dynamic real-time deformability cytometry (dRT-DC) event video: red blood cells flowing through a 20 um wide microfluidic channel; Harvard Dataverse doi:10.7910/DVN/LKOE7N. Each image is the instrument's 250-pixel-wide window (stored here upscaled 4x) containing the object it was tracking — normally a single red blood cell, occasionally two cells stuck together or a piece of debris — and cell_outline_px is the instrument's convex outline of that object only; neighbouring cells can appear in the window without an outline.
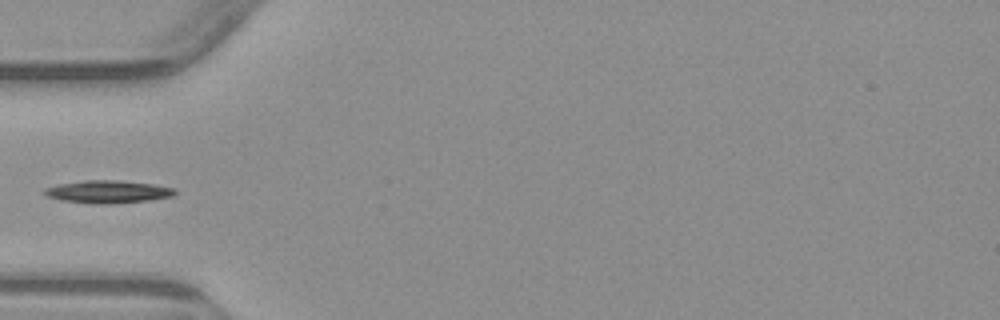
{"species": "common noctule bat (a hibernating species)", "species_latin": "Nyctalus noctula", "temperature_condition": "warm", "stored_images_in_passage": 5, "camera_frame_rate_fps": 3000, "um_per_image_px": 0.085, "animal": {"sex": "male", "body_mass_g": 23.1, "forearm_length_mm": 52.7}, "frame": {"image": 1, "passage_image": 3, "time_ms": 2.667, "image_size_px": [1000, 320], "cell_outline_px": [[176, 192], [172, 196], [148, 200], [104, 204], [100, 204], [64, 200], [48, 196], [44, 192], [44, 188], [60, 184], [84, 180], [116, 180], [152, 184], [176, 188]], "centroid_in_image_um": [9.2, 16.28], "position_along_channel_um": 75.8, "area_um2": 16.82}}
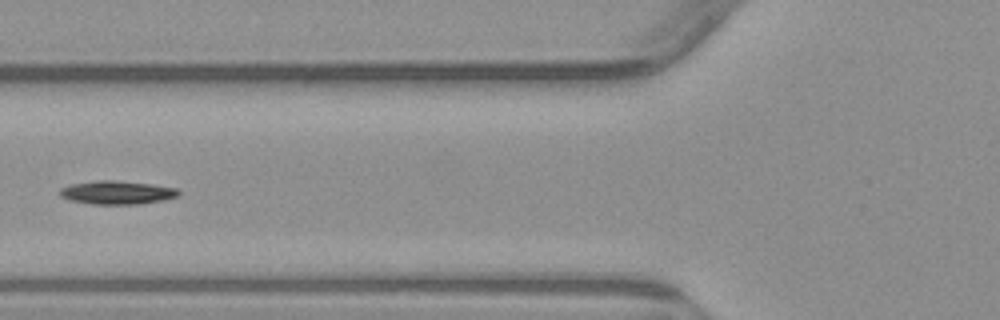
{"frame": {"image": 2, "passage_image": 4, "time_ms": 3.667, "image_size_px": [1000, 320], "cell_outline_px": [[180, 196], [164, 200], [136, 204], [92, 204], [68, 200], [60, 196], [60, 188], [72, 184], [96, 180], [112, 180], [152, 184], [176, 188], [180, 192]], "centroid_in_image_um": [9.95, 16.36], "position_along_channel_um": 115.9, "area_um2": 16.24}}
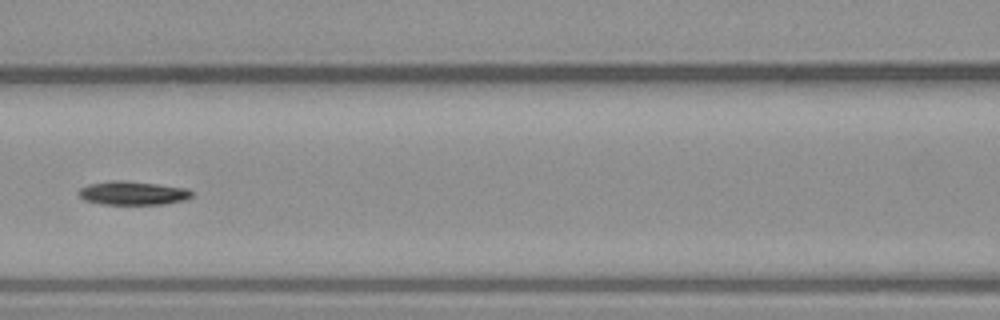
{"frame": {"image": 3, "passage_image": 5, "time_ms": 4.667, "image_size_px": [1000, 320], "cell_outline_px": [[192, 196], [184, 200], [164, 204], [100, 204], [84, 200], [80, 196], [80, 188], [88, 184], [112, 180], [124, 180], [188, 188], [192, 192]], "centroid_in_image_um": [11.29, 16.41], "position_along_channel_um": 155.3, "area_um2": 15.55}}